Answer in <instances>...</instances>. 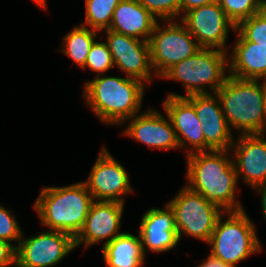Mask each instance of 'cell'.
Masks as SVG:
<instances>
[{
  "label": "cell",
  "mask_w": 266,
  "mask_h": 267,
  "mask_svg": "<svg viewBox=\"0 0 266 267\" xmlns=\"http://www.w3.org/2000/svg\"><path fill=\"white\" fill-rule=\"evenodd\" d=\"M185 158V185L225 212L245 209L237 196L241 189L231 151L195 152Z\"/></svg>",
  "instance_id": "1"
},
{
  "label": "cell",
  "mask_w": 266,
  "mask_h": 267,
  "mask_svg": "<svg viewBox=\"0 0 266 267\" xmlns=\"http://www.w3.org/2000/svg\"><path fill=\"white\" fill-rule=\"evenodd\" d=\"M147 87L141 80L107 73L84 81L82 98L98 121L119 128L142 112Z\"/></svg>",
  "instance_id": "2"
},
{
  "label": "cell",
  "mask_w": 266,
  "mask_h": 267,
  "mask_svg": "<svg viewBox=\"0 0 266 267\" xmlns=\"http://www.w3.org/2000/svg\"><path fill=\"white\" fill-rule=\"evenodd\" d=\"M94 201L84 182L43 186L33 210L45 229L61 231L75 238L82 229Z\"/></svg>",
  "instance_id": "3"
},
{
  "label": "cell",
  "mask_w": 266,
  "mask_h": 267,
  "mask_svg": "<svg viewBox=\"0 0 266 267\" xmlns=\"http://www.w3.org/2000/svg\"><path fill=\"white\" fill-rule=\"evenodd\" d=\"M263 90L264 80L239 79L228 75L216 92L233 134H265Z\"/></svg>",
  "instance_id": "4"
},
{
  "label": "cell",
  "mask_w": 266,
  "mask_h": 267,
  "mask_svg": "<svg viewBox=\"0 0 266 267\" xmlns=\"http://www.w3.org/2000/svg\"><path fill=\"white\" fill-rule=\"evenodd\" d=\"M228 75V52L200 48L193 56L169 68L159 79L177 81L185 91V94L169 91L166 96L187 97L216 93Z\"/></svg>",
  "instance_id": "5"
},
{
  "label": "cell",
  "mask_w": 266,
  "mask_h": 267,
  "mask_svg": "<svg viewBox=\"0 0 266 267\" xmlns=\"http://www.w3.org/2000/svg\"><path fill=\"white\" fill-rule=\"evenodd\" d=\"M256 229L246 209L224 212L207 244L209 253L232 267H238L239 262L241 264L263 249Z\"/></svg>",
  "instance_id": "6"
},
{
  "label": "cell",
  "mask_w": 266,
  "mask_h": 267,
  "mask_svg": "<svg viewBox=\"0 0 266 267\" xmlns=\"http://www.w3.org/2000/svg\"><path fill=\"white\" fill-rule=\"evenodd\" d=\"M166 202L174 211L180 242L185 236L208 244L219 217L225 212L187 185Z\"/></svg>",
  "instance_id": "7"
},
{
  "label": "cell",
  "mask_w": 266,
  "mask_h": 267,
  "mask_svg": "<svg viewBox=\"0 0 266 267\" xmlns=\"http://www.w3.org/2000/svg\"><path fill=\"white\" fill-rule=\"evenodd\" d=\"M148 43L152 69L158 79L173 65L193 56L200 49L180 20L158 21Z\"/></svg>",
  "instance_id": "8"
},
{
  "label": "cell",
  "mask_w": 266,
  "mask_h": 267,
  "mask_svg": "<svg viewBox=\"0 0 266 267\" xmlns=\"http://www.w3.org/2000/svg\"><path fill=\"white\" fill-rule=\"evenodd\" d=\"M74 238L65 232L45 229L22 238L16 248L18 267H55L74 251Z\"/></svg>",
  "instance_id": "9"
},
{
  "label": "cell",
  "mask_w": 266,
  "mask_h": 267,
  "mask_svg": "<svg viewBox=\"0 0 266 267\" xmlns=\"http://www.w3.org/2000/svg\"><path fill=\"white\" fill-rule=\"evenodd\" d=\"M104 145L90 169L88 178L83 180L96 201L125 202V196L134 193L131 177L124 167Z\"/></svg>",
  "instance_id": "10"
},
{
  "label": "cell",
  "mask_w": 266,
  "mask_h": 267,
  "mask_svg": "<svg viewBox=\"0 0 266 267\" xmlns=\"http://www.w3.org/2000/svg\"><path fill=\"white\" fill-rule=\"evenodd\" d=\"M180 22L200 48L229 52L228 39L230 32H235L236 25L225 15L217 1L188 11L181 16Z\"/></svg>",
  "instance_id": "11"
},
{
  "label": "cell",
  "mask_w": 266,
  "mask_h": 267,
  "mask_svg": "<svg viewBox=\"0 0 266 267\" xmlns=\"http://www.w3.org/2000/svg\"><path fill=\"white\" fill-rule=\"evenodd\" d=\"M100 33L106 39L116 71L141 80L147 86L152 85L155 78L158 80L152 69L148 41L108 29Z\"/></svg>",
  "instance_id": "12"
},
{
  "label": "cell",
  "mask_w": 266,
  "mask_h": 267,
  "mask_svg": "<svg viewBox=\"0 0 266 267\" xmlns=\"http://www.w3.org/2000/svg\"><path fill=\"white\" fill-rule=\"evenodd\" d=\"M151 107L126 120L119 128L120 135L128 136L151 150H179L175 130L169 116ZM126 125V126H125ZM124 127V129H123Z\"/></svg>",
  "instance_id": "13"
},
{
  "label": "cell",
  "mask_w": 266,
  "mask_h": 267,
  "mask_svg": "<svg viewBox=\"0 0 266 267\" xmlns=\"http://www.w3.org/2000/svg\"><path fill=\"white\" fill-rule=\"evenodd\" d=\"M125 204L116 201L94 200L82 229L74 238L75 248L83 246L87 250L95 244L103 246L123 233L121 221Z\"/></svg>",
  "instance_id": "14"
},
{
  "label": "cell",
  "mask_w": 266,
  "mask_h": 267,
  "mask_svg": "<svg viewBox=\"0 0 266 267\" xmlns=\"http://www.w3.org/2000/svg\"><path fill=\"white\" fill-rule=\"evenodd\" d=\"M235 137L230 151L238 181L252 190L266 183V133Z\"/></svg>",
  "instance_id": "15"
},
{
  "label": "cell",
  "mask_w": 266,
  "mask_h": 267,
  "mask_svg": "<svg viewBox=\"0 0 266 267\" xmlns=\"http://www.w3.org/2000/svg\"><path fill=\"white\" fill-rule=\"evenodd\" d=\"M163 207H150L141 215L137 232L145 255L150 252L162 254L172 251L180 243L174 211L168 203Z\"/></svg>",
  "instance_id": "16"
},
{
  "label": "cell",
  "mask_w": 266,
  "mask_h": 267,
  "mask_svg": "<svg viewBox=\"0 0 266 267\" xmlns=\"http://www.w3.org/2000/svg\"><path fill=\"white\" fill-rule=\"evenodd\" d=\"M161 106L169 116L185 156L205 151V139L194 106L185 97L165 96Z\"/></svg>",
  "instance_id": "17"
},
{
  "label": "cell",
  "mask_w": 266,
  "mask_h": 267,
  "mask_svg": "<svg viewBox=\"0 0 266 267\" xmlns=\"http://www.w3.org/2000/svg\"><path fill=\"white\" fill-rule=\"evenodd\" d=\"M228 52L229 75L239 79L266 80V46L248 41L237 29Z\"/></svg>",
  "instance_id": "18"
},
{
  "label": "cell",
  "mask_w": 266,
  "mask_h": 267,
  "mask_svg": "<svg viewBox=\"0 0 266 267\" xmlns=\"http://www.w3.org/2000/svg\"><path fill=\"white\" fill-rule=\"evenodd\" d=\"M157 22L137 0H121L108 30L148 41Z\"/></svg>",
  "instance_id": "19"
},
{
  "label": "cell",
  "mask_w": 266,
  "mask_h": 267,
  "mask_svg": "<svg viewBox=\"0 0 266 267\" xmlns=\"http://www.w3.org/2000/svg\"><path fill=\"white\" fill-rule=\"evenodd\" d=\"M124 231L102 246V260L106 267H144L145 255L139 233Z\"/></svg>",
  "instance_id": "20"
},
{
  "label": "cell",
  "mask_w": 266,
  "mask_h": 267,
  "mask_svg": "<svg viewBox=\"0 0 266 267\" xmlns=\"http://www.w3.org/2000/svg\"><path fill=\"white\" fill-rule=\"evenodd\" d=\"M99 34V35H98ZM100 32L82 25H75L62 36L61 47L56 51L69 57L76 64V68L85 66L87 56Z\"/></svg>",
  "instance_id": "21"
},
{
  "label": "cell",
  "mask_w": 266,
  "mask_h": 267,
  "mask_svg": "<svg viewBox=\"0 0 266 267\" xmlns=\"http://www.w3.org/2000/svg\"><path fill=\"white\" fill-rule=\"evenodd\" d=\"M121 0H85V20L80 25L99 32L109 29L114 10Z\"/></svg>",
  "instance_id": "22"
},
{
  "label": "cell",
  "mask_w": 266,
  "mask_h": 267,
  "mask_svg": "<svg viewBox=\"0 0 266 267\" xmlns=\"http://www.w3.org/2000/svg\"><path fill=\"white\" fill-rule=\"evenodd\" d=\"M205 151H230L235 134L229 128L227 120H211L201 123Z\"/></svg>",
  "instance_id": "23"
},
{
  "label": "cell",
  "mask_w": 266,
  "mask_h": 267,
  "mask_svg": "<svg viewBox=\"0 0 266 267\" xmlns=\"http://www.w3.org/2000/svg\"><path fill=\"white\" fill-rule=\"evenodd\" d=\"M185 98L194 106L200 123L211 120H226L216 93L194 94Z\"/></svg>",
  "instance_id": "24"
},
{
  "label": "cell",
  "mask_w": 266,
  "mask_h": 267,
  "mask_svg": "<svg viewBox=\"0 0 266 267\" xmlns=\"http://www.w3.org/2000/svg\"><path fill=\"white\" fill-rule=\"evenodd\" d=\"M99 39L94 41L87 56L85 66L82 68L83 71L89 70L96 73L95 76L107 74V72L115 68L105 39L102 36Z\"/></svg>",
  "instance_id": "25"
},
{
  "label": "cell",
  "mask_w": 266,
  "mask_h": 267,
  "mask_svg": "<svg viewBox=\"0 0 266 267\" xmlns=\"http://www.w3.org/2000/svg\"><path fill=\"white\" fill-rule=\"evenodd\" d=\"M225 15L237 26L242 20L261 11L265 6L260 0H216Z\"/></svg>",
  "instance_id": "26"
},
{
  "label": "cell",
  "mask_w": 266,
  "mask_h": 267,
  "mask_svg": "<svg viewBox=\"0 0 266 267\" xmlns=\"http://www.w3.org/2000/svg\"><path fill=\"white\" fill-rule=\"evenodd\" d=\"M236 29L248 41L266 46V6L251 17L242 20Z\"/></svg>",
  "instance_id": "27"
},
{
  "label": "cell",
  "mask_w": 266,
  "mask_h": 267,
  "mask_svg": "<svg viewBox=\"0 0 266 267\" xmlns=\"http://www.w3.org/2000/svg\"><path fill=\"white\" fill-rule=\"evenodd\" d=\"M14 213L12 209L0 204V240L7 241L17 248L23 229Z\"/></svg>",
  "instance_id": "28"
},
{
  "label": "cell",
  "mask_w": 266,
  "mask_h": 267,
  "mask_svg": "<svg viewBox=\"0 0 266 267\" xmlns=\"http://www.w3.org/2000/svg\"><path fill=\"white\" fill-rule=\"evenodd\" d=\"M158 21L180 20L181 0H137Z\"/></svg>",
  "instance_id": "29"
},
{
  "label": "cell",
  "mask_w": 266,
  "mask_h": 267,
  "mask_svg": "<svg viewBox=\"0 0 266 267\" xmlns=\"http://www.w3.org/2000/svg\"><path fill=\"white\" fill-rule=\"evenodd\" d=\"M16 266V248L9 242L0 240V267Z\"/></svg>",
  "instance_id": "30"
},
{
  "label": "cell",
  "mask_w": 266,
  "mask_h": 267,
  "mask_svg": "<svg viewBox=\"0 0 266 267\" xmlns=\"http://www.w3.org/2000/svg\"><path fill=\"white\" fill-rule=\"evenodd\" d=\"M216 0H181L180 2V18L183 14L187 13L190 10L199 8L203 5H208Z\"/></svg>",
  "instance_id": "31"
},
{
  "label": "cell",
  "mask_w": 266,
  "mask_h": 267,
  "mask_svg": "<svg viewBox=\"0 0 266 267\" xmlns=\"http://www.w3.org/2000/svg\"><path fill=\"white\" fill-rule=\"evenodd\" d=\"M199 267H232L222 260L213 257L210 253L206 256L204 260H202L199 264Z\"/></svg>",
  "instance_id": "32"
},
{
  "label": "cell",
  "mask_w": 266,
  "mask_h": 267,
  "mask_svg": "<svg viewBox=\"0 0 266 267\" xmlns=\"http://www.w3.org/2000/svg\"><path fill=\"white\" fill-rule=\"evenodd\" d=\"M253 190L256 192L255 194L260 196V208L263 215V219L264 221H266V183L257 186Z\"/></svg>",
  "instance_id": "33"
},
{
  "label": "cell",
  "mask_w": 266,
  "mask_h": 267,
  "mask_svg": "<svg viewBox=\"0 0 266 267\" xmlns=\"http://www.w3.org/2000/svg\"><path fill=\"white\" fill-rule=\"evenodd\" d=\"M35 3L39 9L46 11L48 9V1L47 0H31Z\"/></svg>",
  "instance_id": "34"
},
{
  "label": "cell",
  "mask_w": 266,
  "mask_h": 267,
  "mask_svg": "<svg viewBox=\"0 0 266 267\" xmlns=\"http://www.w3.org/2000/svg\"><path fill=\"white\" fill-rule=\"evenodd\" d=\"M263 105H264L265 133H266V80H264Z\"/></svg>",
  "instance_id": "35"
},
{
  "label": "cell",
  "mask_w": 266,
  "mask_h": 267,
  "mask_svg": "<svg viewBox=\"0 0 266 267\" xmlns=\"http://www.w3.org/2000/svg\"><path fill=\"white\" fill-rule=\"evenodd\" d=\"M266 6V0H260Z\"/></svg>",
  "instance_id": "36"
}]
</instances>
